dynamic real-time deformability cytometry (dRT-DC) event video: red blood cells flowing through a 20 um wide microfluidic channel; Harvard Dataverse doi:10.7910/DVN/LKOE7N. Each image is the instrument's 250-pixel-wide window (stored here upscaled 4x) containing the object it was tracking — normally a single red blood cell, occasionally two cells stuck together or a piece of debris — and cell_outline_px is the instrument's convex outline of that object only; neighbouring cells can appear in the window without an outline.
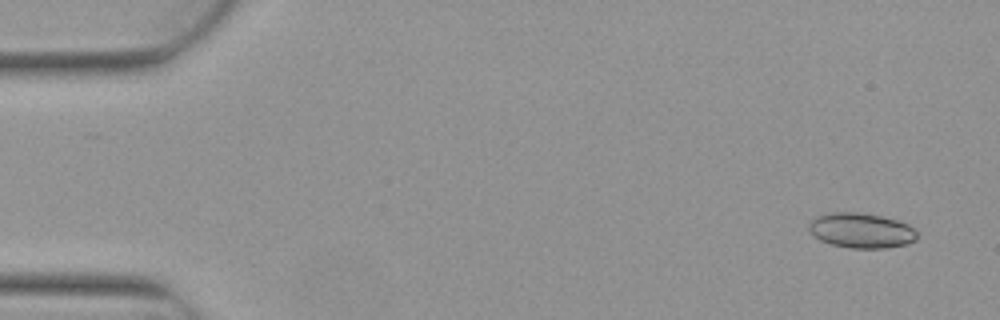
{"species": "Egyptian fruit bat (a non-hibernating species)", "species_latin": "Rousettus aegyptiacus", "temperature_condition": "warm", "stored_images_in_passage": 5, "camera_frame_rate_fps": 3000, "um_per_image_px": 0.085, "animal": {"sex": "female"}, "frame": {"image": 1, "passage_image": 1, "time_ms": 0.0, "image_size_px": [1000, 320], "cell_outline_px": [[916, 240], [908, 244], [888, 248], [852, 248], [832, 244], [820, 240], [808, 228], [808, 220], [816, 216], [828, 212], [856, 212], [880, 216], [896, 220], [908, 224], [916, 232]], "centroid_in_image_um": [73.18, 19.59], "position_along_channel_um": 11.8, "area_um2": 22.08}}
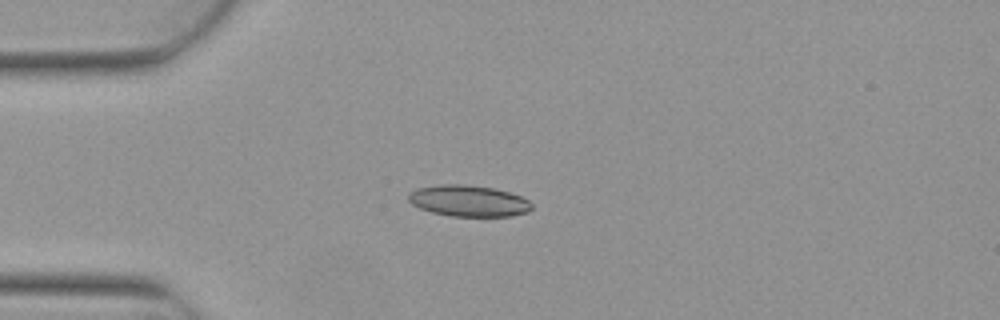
{"frame": {"image": 2, "passage_image": 4, "time_ms": 1.0, "image_size_px": [1000, 320], "cell_outline_px": [[532, 208], [528, 212], [512, 216], [452, 216], [432, 212], [420, 208], [412, 204], [408, 200], [408, 192], [416, 188], [440, 184], [464, 184], [492, 188], [508, 192], [520, 196], [528, 200], [532, 204]], "centroid_in_image_um": [39.8, 17.07], "position_along_channel_um": 45.2, "area_um2": 22.48}}